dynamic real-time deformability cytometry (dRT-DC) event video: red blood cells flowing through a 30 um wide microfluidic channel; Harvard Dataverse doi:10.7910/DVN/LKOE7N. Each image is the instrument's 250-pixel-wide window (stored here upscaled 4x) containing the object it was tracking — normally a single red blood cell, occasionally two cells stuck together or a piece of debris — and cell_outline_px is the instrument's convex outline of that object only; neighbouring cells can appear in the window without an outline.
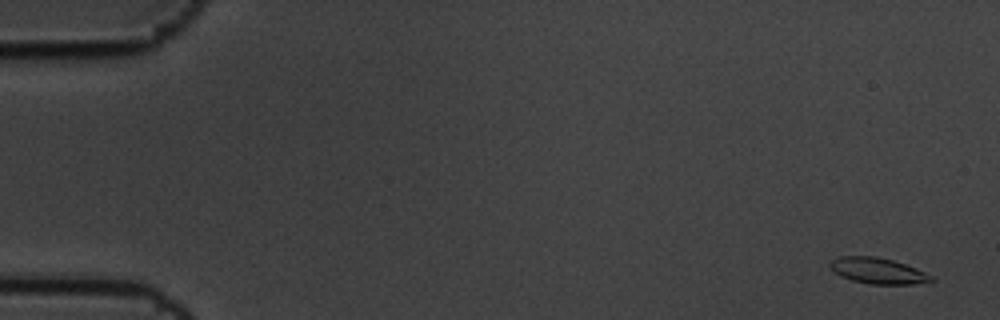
{"species": "common noctule bat (a hibernating species)", "species_latin": "Nyctalus noctula", "temperature_condition": "cold", "stored_images_in_passage": 7, "camera_frame_rate_fps": 3000, "um_per_image_px": 0.085, "animal": {"sex": "male", "body_mass_g": 19.5, "forearm_length_mm": 54.6}, "frame": {"image": 1, "passage_image": 1, "time_ms": 0.0, "image_size_px": [1000, 320], "cell_outline_px": [[936, 280], [912, 284], [868, 284], [852, 280], [840, 276], [828, 264], [832, 260], [840, 256], [876, 256], [892, 260], [916, 268], [932, 276]], "centroid_in_image_um": [74.61, 23.01], "position_along_channel_um": 10.4, "area_um2": 15.14}}
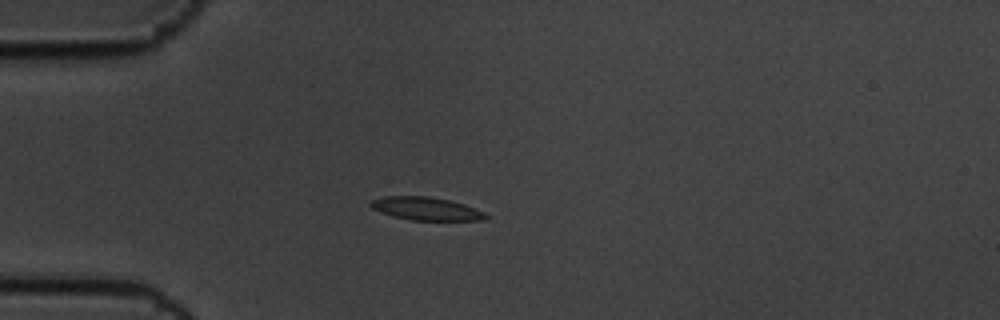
{"frame": {"image": 2, "passage_image": 5, "time_ms": 1.333, "image_size_px": [1000, 320], "cell_outline_px": [[488, 216], [480, 220], [412, 220], [392, 216], [372, 208], [368, 204], [368, 200], [384, 196], [428, 196], [448, 200], [464, 204], [484, 212]], "centroid_in_image_um": [36.14, 17.72], "position_along_channel_um": 48.9, "area_um2": 15.37}}
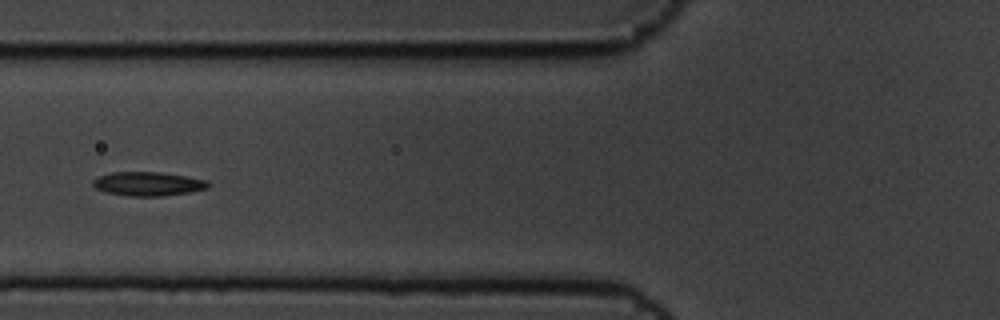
{"frame": {"image": 3, "passage_image": 7, "time_ms": 2.0, "image_size_px": [1000, 320], "cell_outline_px": [[212, 184], [208, 188], [188, 192], [164, 196], [128, 196], [104, 192], [96, 188], [92, 184], [92, 180], [96, 176], [112, 172], [160, 172], [188, 176], [208, 180]], "centroid_in_image_um": [12.58, 15.62], "position_along_channel_um": 113.2, "area_um2": 16.36}}